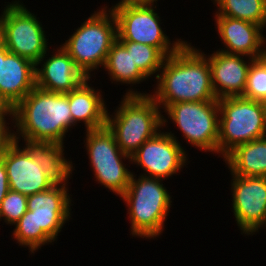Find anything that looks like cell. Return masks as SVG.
Returning <instances> with one entry per match:
<instances>
[{
	"label": "cell",
	"instance_id": "1",
	"mask_svg": "<svg viewBox=\"0 0 266 266\" xmlns=\"http://www.w3.org/2000/svg\"><path fill=\"white\" fill-rule=\"evenodd\" d=\"M205 52L187 41L166 57L149 94L160 108L179 102L217 100L212 87L211 70Z\"/></svg>",
	"mask_w": 266,
	"mask_h": 266
},
{
	"label": "cell",
	"instance_id": "14",
	"mask_svg": "<svg viewBox=\"0 0 266 266\" xmlns=\"http://www.w3.org/2000/svg\"><path fill=\"white\" fill-rule=\"evenodd\" d=\"M49 50L35 64L36 87L66 94L88 79L61 45L53 49L52 55H49Z\"/></svg>",
	"mask_w": 266,
	"mask_h": 266
},
{
	"label": "cell",
	"instance_id": "7",
	"mask_svg": "<svg viewBox=\"0 0 266 266\" xmlns=\"http://www.w3.org/2000/svg\"><path fill=\"white\" fill-rule=\"evenodd\" d=\"M218 154L224 158L238 145L266 136L265 103L232 96L218 99Z\"/></svg>",
	"mask_w": 266,
	"mask_h": 266
},
{
	"label": "cell",
	"instance_id": "31",
	"mask_svg": "<svg viewBox=\"0 0 266 266\" xmlns=\"http://www.w3.org/2000/svg\"><path fill=\"white\" fill-rule=\"evenodd\" d=\"M0 115H13L12 108L0 96Z\"/></svg>",
	"mask_w": 266,
	"mask_h": 266
},
{
	"label": "cell",
	"instance_id": "12",
	"mask_svg": "<svg viewBox=\"0 0 266 266\" xmlns=\"http://www.w3.org/2000/svg\"><path fill=\"white\" fill-rule=\"evenodd\" d=\"M232 212L241 234L252 235L266 226V177L231 174Z\"/></svg>",
	"mask_w": 266,
	"mask_h": 266
},
{
	"label": "cell",
	"instance_id": "25",
	"mask_svg": "<svg viewBox=\"0 0 266 266\" xmlns=\"http://www.w3.org/2000/svg\"><path fill=\"white\" fill-rule=\"evenodd\" d=\"M119 42L131 52L134 64L148 79L157 78L166 57L156 47L132 41Z\"/></svg>",
	"mask_w": 266,
	"mask_h": 266
},
{
	"label": "cell",
	"instance_id": "8",
	"mask_svg": "<svg viewBox=\"0 0 266 266\" xmlns=\"http://www.w3.org/2000/svg\"><path fill=\"white\" fill-rule=\"evenodd\" d=\"M4 6L0 15V38L4 46L9 52L36 64L50 47L39 17L19 0Z\"/></svg>",
	"mask_w": 266,
	"mask_h": 266
},
{
	"label": "cell",
	"instance_id": "9",
	"mask_svg": "<svg viewBox=\"0 0 266 266\" xmlns=\"http://www.w3.org/2000/svg\"><path fill=\"white\" fill-rule=\"evenodd\" d=\"M163 127L171 120L183 135L186 143L200 151L218 154L219 105L218 99L198 102H179L169 105L162 113ZM188 141V142H187Z\"/></svg>",
	"mask_w": 266,
	"mask_h": 266
},
{
	"label": "cell",
	"instance_id": "32",
	"mask_svg": "<svg viewBox=\"0 0 266 266\" xmlns=\"http://www.w3.org/2000/svg\"><path fill=\"white\" fill-rule=\"evenodd\" d=\"M262 58L266 61V48H265V51H264Z\"/></svg>",
	"mask_w": 266,
	"mask_h": 266
},
{
	"label": "cell",
	"instance_id": "16",
	"mask_svg": "<svg viewBox=\"0 0 266 266\" xmlns=\"http://www.w3.org/2000/svg\"><path fill=\"white\" fill-rule=\"evenodd\" d=\"M36 65L11 53L0 38V96L13 109L36 87Z\"/></svg>",
	"mask_w": 266,
	"mask_h": 266
},
{
	"label": "cell",
	"instance_id": "10",
	"mask_svg": "<svg viewBox=\"0 0 266 266\" xmlns=\"http://www.w3.org/2000/svg\"><path fill=\"white\" fill-rule=\"evenodd\" d=\"M155 3L146 6L124 7L114 12L117 20V40L132 41L156 47L165 57L177 51L185 42L171 41L163 28Z\"/></svg>",
	"mask_w": 266,
	"mask_h": 266
},
{
	"label": "cell",
	"instance_id": "33",
	"mask_svg": "<svg viewBox=\"0 0 266 266\" xmlns=\"http://www.w3.org/2000/svg\"><path fill=\"white\" fill-rule=\"evenodd\" d=\"M265 118H266V102H265Z\"/></svg>",
	"mask_w": 266,
	"mask_h": 266
},
{
	"label": "cell",
	"instance_id": "23",
	"mask_svg": "<svg viewBox=\"0 0 266 266\" xmlns=\"http://www.w3.org/2000/svg\"><path fill=\"white\" fill-rule=\"evenodd\" d=\"M212 2L218 9L215 16L250 21L266 29V0H213Z\"/></svg>",
	"mask_w": 266,
	"mask_h": 266
},
{
	"label": "cell",
	"instance_id": "17",
	"mask_svg": "<svg viewBox=\"0 0 266 266\" xmlns=\"http://www.w3.org/2000/svg\"><path fill=\"white\" fill-rule=\"evenodd\" d=\"M206 56L209 61L212 87L216 98L242 96L247 83L248 70L254 59L219 50Z\"/></svg>",
	"mask_w": 266,
	"mask_h": 266
},
{
	"label": "cell",
	"instance_id": "6",
	"mask_svg": "<svg viewBox=\"0 0 266 266\" xmlns=\"http://www.w3.org/2000/svg\"><path fill=\"white\" fill-rule=\"evenodd\" d=\"M117 36L115 14L99 8L61 46L84 75L91 79V72L104 66Z\"/></svg>",
	"mask_w": 266,
	"mask_h": 266
},
{
	"label": "cell",
	"instance_id": "15",
	"mask_svg": "<svg viewBox=\"0 0 266 266\" xmlns=\"http://www.w3.org/2000/svg\"><path fill=\"white\" fill-rule=\"evenodd\" d=\"M217 34L224 44V53L244 55L252 59L261 58L266 48L265 31L250 21L226 16H214Z\"/></svg>",
	"mask_w": 266,
	"mask_h": 266
},
{
	"label": "cell",
	"instance_id": "29",
	"mask_svg": "<svg viewBox=\"0 0 266 266\" xmlns=\"http://www.w3.org/2000/svg\"><path fill=\"white\" fill-rule=\"evenodd\" d=\"M158 2V0H120L116 5H113L111 8H108L107 6L103 7V9L111 12H115L116 10H119L124 7H130V6H146L153 3Z\"/></svg>",
	"mask_w": 266,
	"mask_h": 266
},
{
	"label": "cell",
	"instance_id": "24",
	"mask_svg": "<svg viewBox=\"0 0 266 266\" xmlns=\"http://www.w3.org/2000/svg\"><path fill=\"white\" fill-rule=\"evenodd\" d=\"M95 181L108 192L121 196L128 188L132 173L123 161L90 163ZM127 167V168H126Z\"/></svg>",
	"mask_w": 266,
	"mask_h": 266
},
{
	"label": "cell",
	"instance_id": "13",
	"mask_svg": "<svg viewBox=\"0 0 266 266\" xmlns=\"http://www.w3.org/2000/svg\"><path fill=\"white\" fill-rule=\"evenodd\" d=\"M14 141L0 157L4 161L9 188L29 196L50 189L54 183L46 176L41 165L33 160L32 142Z\"/></svg>",
	"mask_w": 266,
	"mask_h": 266
},
{
	"label": "cell",
	"instance_id": "2",
	"mask_svg": "<svg viewBox=\"0 0 266 266\" xmlns=\"http://www.w3.org/2000/svg\"><path fill=\"white\" fill-rule=\"evenodd\" d=\"M14 140L64 145L69 129L76 126L70 112L68 93L35 87L13 109ZM22 137V138H21Z\"/></svg>",
	"mask_w": 266,
	"mask_h": 266
},
{
	"label": "cell",
	"instance_id": "11",
	"mask_svg": "<svg viewBox=\"0 0 266 266\" xmlns=\"http://www.w3.org/2000/svg\"><path fill=\"white\" fill-rule=\"evenodd\" d=\"M174 135L172 131H159L131 156V164L143 169L140 175L165 180L188 165L187 151Z\"/></svg>",
	"mask_w": 266,
	"mask_h": 266
},
{
	"label": "cell",
	"instance_id": "27",
	"mask_svg": "<svg viewBox=\"0 0 266 266\" xmlns=\"http://www.w3.org/2000/svg\"><path fill=\"white\" fill-rule=\"evenodd\" d=\"M27 211V196L9 190L0 205V221L15 225Z\"/></svg>",
	"mask_w": 266,
	"mask_h": 266
},
{
	"label": "cell",
	"instance_id": "19",
	"mask_svg": "<svg viewBox=\"0 0 266 266\" xmlns=\"http://www.w3.org/2000/svg\"><path fill=\"white\" fill-rule=\"evenodd\" d=\"M230 174L266 177V136L238 145L223 160Z\"/></svg>",
	"mask_w": 266,
	"mask_h": 266
},
{
	"label": "cell",
	"instance_id": "5",
	"mask_svg": "<svg viewBox=\"0 0 266 266\" xmlns=\"http://www.w3.org/2000/svg\"><path fill=\"white\" fill-rule=\"evenodd\" d=\"M162 179L132 173L127 190L120 196L131 222L130 235L154 239L162 235L172 207V196Z\"/></svg>",
	"mask_w": 266,
	"mask_h": 266
},
{
	"label": "cell",
	"instance_id": "26",
	"mask_svg": "<svg viewBox=\"0 0 266 266\" xmlns=\"http://www.w3.org/2000/svg\"><path fill=\"white\" fill-rule=\"evenodd\" d=\"M242 96L255 101L266 102V61L262 57L251 62Z\"/></svg>",
	"mask_w": 266,
	"mask_h": 266
},
{
	"label": "cell",
	"instance_id": "20",
	"mask_svg": "<svg viewBox=\"0 0 266 266\" xmlns=\"http://www.w3.org/2000/svg\"><path fill=\"white\" fill-rule=\"evenodd\" d=\"M64 148L63 144L32 142L33 160L41 165L46 176L54 184L69 183L72 171L75 170L72 160L64 157Z\"/></svg>",
	"mask_w": 266,
	"mask_h": 266
},
{
	"label": "cell",
	"instance_id": "21",
	"mask_svg": "<svg viewBox=\"0 0 266 266\" xmlns=\"http://www.w3.org/2000/svg\"><path fill=\"white\" fill-rule=\"evenodd\" d=\"M103 69L108 73L112 83H123L130 86L141 84L148 78L134 64L131 52L116 40L108 52Z\"/></svg>",
	"mask_w": 266,
	"mask_h": 266
},
{
	"label": "cell",
	"instance_id": "28",
	"mask_svg": "<svg viewBox=\"0 0 266 266\" xmlns=\"http://www.w3.org/2000/svg\"><path fill=\"white\" fill-rule=\"evenodd\" d=\"M7 118L9 121L7 122ZM13 115H0V157L6 152L7 148L15 141L14 140V130L10 126L13 124ZM11 124L10 126H7ZM11 128V129H10Z\"/></svg>",
	"mask_w": 266,
	"mask_h": 266
},
{
	"label": "cell",
	"instance_id": "22",
	"mask_svg": "<svg viewBox=\"0 0 266 266\" xmlns=\"http://www.w3.org/2000/svg\"><path fill=\"white\" fill-rule=\"evenodd\" d=\"M86 138L84 140L89 163H106L115 161H129L131 157L124 154L116 143L113 132L107 125L85 130ZM124 159V160H123Z\"/></svg>",
	"mask_w": 266,
	"mask_h": 266
},
{
	"label": "cell",
	"instance_id": "18",
	"mask_svg": "<svg viewBox=\"0 0 266 266\" xmlns=\"http://www.w3.org/2000/svg\"><path fill=\"white\" fill-rule=\"evenodd\" d=\"M88 81L90 78L70 91L68 100L73 123L82 122L86 130H92L106 125L108 108L102 91L94 89Z\"/></svg>",
	"mask_w": 266,
	"mask_h": 266
},
{
	"label": "cell",
	"instance_id": "30",
	"mask_svg": "<svg viewBox=\"0 0 266 266\" xmlns=\"http://www.w3.org/2000/svg\"><path fill=\"white\" fill-rule=\"evenodd\" d=\"M9 190L10 188L6 168L4 161L0 158V205Z\"/></svg>",
	"mask_w": 266,
	"mask_h": 266
},
{
	"label": "cell",
	"instance_id": "3",
	"mask_svg": "<svg viewBox=\"0 0 266 266\" xmlns=\"http://www.w3.org/2000/svg\"><path fill=\"white\" fill-rule=\"evenodd\" d=\"M68 184H54L50 189L27 196V211L15 224L13 238L19 245L35 252L57 241L72 215V197Z\"/></svg>",
	"mask_w": 266,
	"mask_h": 266
},
{
	"label": "cell",
	"instance_id": "4",
	"mask_svg": "<svg viewBox=\"0 0 266 266\" xmlns=\"http://www.w3.org/2000/svg\"><path fill=\"white\" fill-rule=\"evenodd\" d=\"M121 99L114 115L107 112L106 125L121 151L131 157L145 141L164 129L163 115L149 93L130 87Z\"/></svg>",
	"mask_w": 266,
	"mask_h": 266
}]
</instances>
